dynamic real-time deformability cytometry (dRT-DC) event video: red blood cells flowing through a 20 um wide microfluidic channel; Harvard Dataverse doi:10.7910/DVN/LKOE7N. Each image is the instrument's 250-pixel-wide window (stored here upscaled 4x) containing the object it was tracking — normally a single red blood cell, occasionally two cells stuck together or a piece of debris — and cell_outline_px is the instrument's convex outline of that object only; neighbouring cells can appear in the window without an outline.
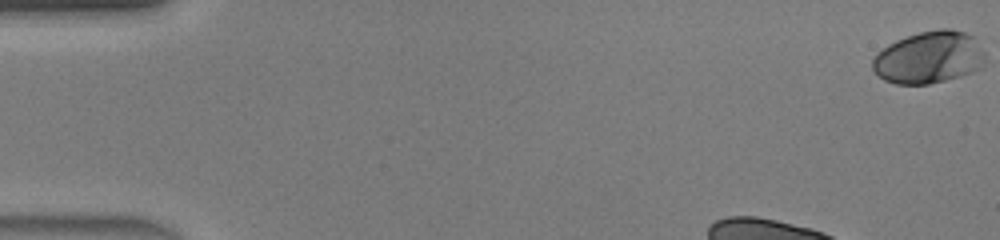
{"species": "human", "species_latin": "Homo sapiens", "temperature_condition": "warm", "stored_images_in_passage": 36, "camera_frame_rate_fps": 3000, "um_per_image_px": 0.085, "donor": {"sex": "male"}, "frame": {"image": 1, "passage_image": 1, "time_ms": 0.0, "image_size_px": [1000, 240], "cell_outline_px": [[984, 68], [960, 76], [928, 84], [896, 84], [884, 80], [872, 68], [872, 60], [876, 52], [888, 44], [896, 40], [920, 32], [940, 28], [952, 28], [964, 32], [972, 36], [984, 52]], "centroid_in_image_um": [78.96, 4.88], "position_along_channel_um": 6.0, "area_um2": 34.33}}